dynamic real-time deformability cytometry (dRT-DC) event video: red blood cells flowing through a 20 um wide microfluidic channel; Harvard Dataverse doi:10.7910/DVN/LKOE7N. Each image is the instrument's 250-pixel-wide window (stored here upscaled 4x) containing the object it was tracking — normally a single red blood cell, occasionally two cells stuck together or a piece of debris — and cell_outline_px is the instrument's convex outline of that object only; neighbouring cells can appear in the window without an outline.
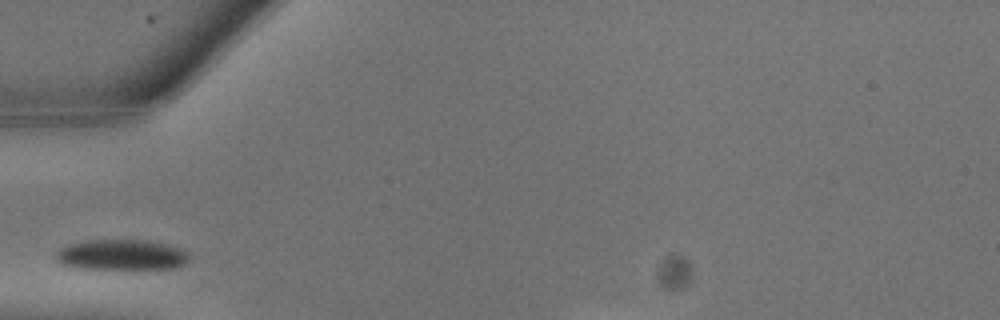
{"species": "common noctule bat (a hibernating species)", "species_latin": "Nyctalus noctula", "temperature_condition": "warm", "stored_images_in_passage": 5, "camera_frame_rate_fps": 3000, "um_per_image_px": 0.085, "animal": {"sex": "male", "body_mass_g": 13.3}, "frame": {"image": 1, "passage_image": 1, "time_ms": 0.0, "image_size_px": [1000, 320], "cell_outline_px": [[188, 260], [184, 264], [172, 268], [80, 268], [60, 264], [56, 260], [56, 252], [60, 248], [68, 244], [88, 240], [148, 240], [168, 244], [180, 248], [188, 252]], "centroid_in_image_um": [10.31, 21.64], "position_along_channel_um": 74.7, "area_um2": 23.58}}
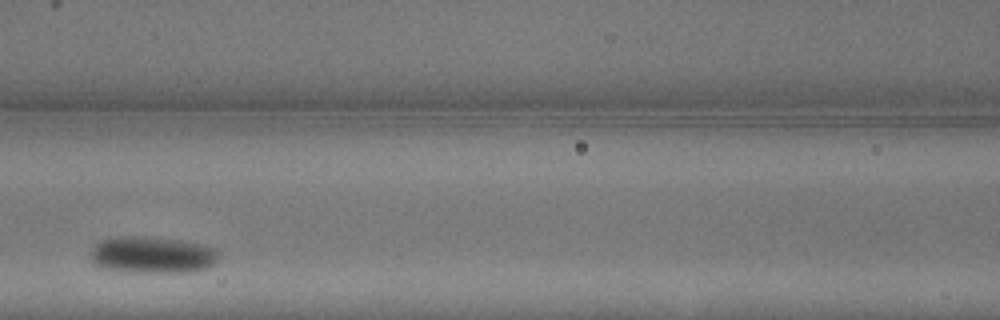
{"frame": {"image": 2, "passage_image": 4, "time_ms": 1.0, "image_size_px": [1000, 320], "cell_outline_px": [[220, 252], [216, 260], [208, 268], [192, 272], [132, 272], [104, 268], [92, 264], [92, 248], [100, 240], [116, 236], [144, 236], [184, 240], [204, 244], [216, 248]], "centroid_in_image_um": [12.98, 21.65], "position_along_channel_um": 153.6, "area_um2": 27.8}}